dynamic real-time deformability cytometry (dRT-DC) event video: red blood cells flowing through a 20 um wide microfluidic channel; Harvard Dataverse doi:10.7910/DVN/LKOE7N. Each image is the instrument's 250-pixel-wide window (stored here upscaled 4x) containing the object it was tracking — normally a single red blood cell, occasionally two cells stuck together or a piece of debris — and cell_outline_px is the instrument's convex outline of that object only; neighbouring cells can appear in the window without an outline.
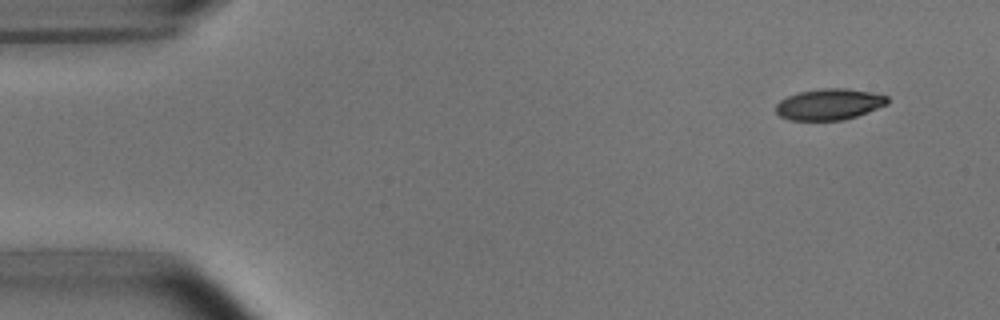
{"species": "common noctule bat (a hibernating species)", "species_latin": "Nyctalus noctula", "temperature_condition": "room temperature", "stored_images_in_passage": 4, "camera_frame_rate_fps": 3000, "um_per_image_px": 0.085, "animal": {"sex": "male", "body_mass_g": 15.6}, "frame": {"image": 1, "passage_image": 1, "time_ms": 0.0, "image_size_px": [1000, 320], "cell_outline_px": [[888, 104], [856, 116], [844, 120], [792, 120], [780, 116], [776, 112], [776, 104], [780, 100], [788, 96], [800, 92], [824, 88], [844, 88], [872, 92], [888, 96]], "centroid_in_image_um": [70.49, 8.86], "position_along_channel_um": 14.5, "area_um2": 20.11}}